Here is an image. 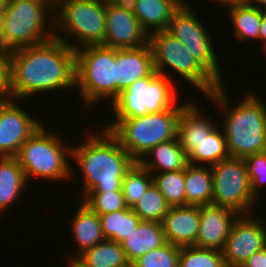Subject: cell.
Instances as JSON below:
<instances>
[{
    "label": "cell",
    "instance_id": "40",
    "mask_svg": "<svg viewBox=\"0 0 266 267\" xmlns=\"http://www.w3.org/2000/svg\"><path fill=\"white\" fill-rule=\"evenodd\" d=\"M207 1H210V2L216 1V3H219V4H221V6H223V10H224V8L228 9V8H231V7H234L237 5L245 4L246 0H207Z\"/></svg>",
    "mask_w": 266,
    "mask_h": 267
},
{
    "label": "cell",
    "instance_id": "24",
    "mask_svg": "<svg viewBox=\"0 0 266 267\" xmlns=\"http://www.w3.org/2000/svg\"><path fill=\"white\" fill-rule=\"evenodd\" d=\"M28 182L16 157H0V215L25 193ZM26 187V188H25ZM4 211V212H3Z\"/></svg>",
    "mask_w": 266,
    "mask_h": 267
},
{
    "label": "cell",
    "instance_id": "39",
    "mask_svg": "<svg viewBox=\"0 0 266 267\" xmlns=\"http://www.w3.org/2000/svg\"><path fill=\"white\" fill-rule=\"evenodd\" d=\"M261 42V47L264 55H266V10H262V20L259 28L258 43Z\"/></svg>",
    "mask_w": 266,
    "mask_h": 267
},
{
    "label": "cell",
    "instance_id": "41",
    "mask_svg": "<svg viewBox=\"0 0 266 267\" xmlns=\"http://www.w3.org/2000/svg\"><path fill=\"white\" fill-rule=\"evenodd\" d=\"M4 25H5V16L4 14H1L0 15V51H3V52H5V36H6Z\"/></svg>",
    "mask_w": 266,
    "mask_h": 267
},
{
    "label": "cell",
    "instance_id": "9",
    "mask_svg": "<svg viewBox=\"0 0 266 267\" xmlns=\"http://www.w3.org/2000/svg\"><path fill=\"white\" fill-rule=\"evenodd\" d=\"M148 43L153 54V67L158 74L171 79V68L173 74L177 73L179 79H185L203 96L210 95L221 85L167 30L150 33Z\"/></svg>",
    "mask_w": 266,
    "mask_h": 267
},
{
    "label": "cell",
    "instance_id": "26",
    "mask_svg": "<svg viewBox=\"0 0 266 267\" xmlns=\"http://www.w3.org/2000/svg\"><path fill=\"white\" fill-rule=\"evenodd\" d=\"M186 206L212 204L213 176L210 166L191 165L185 168Z\"/></svg>",
    "mask_w": 266,
    "mask_h": 267
},
{
    "label": "cell",
    "instance_id": "44",
    "mask_svg": "<svg viewBox=\"0 0 266 267\" xmlns=\"http://www.w3.org/2000/svg\"><path fill=\"white\" fill-rule=\"evenodd\" d=\"M105 3H129L131 0H103Z\"/></svg>",
    "mask_w": 266,
    "mask_h": 267
},
{
    "label": "cell",
    "instance_id": "18",
    "mask_svg": "<svg viewBox=\"0 0 266 267\" xmlns=\"http://www.w3.org/2000/svg\"><path fill=\"white\" fill-rule=\"evenodd\" d=\"M153 54L148 44L133 49H116V98L134 81L154 72Z\"/></svg>",
    "mask_w": 266,
    "mask_h": 267
},
{
    "label": "cell",
    "instance_id": "14",
    "mask_svg": "<svg viewBox=\"0 0 266 267\" xmlns=\"http://www.w3.org/2000/svg\"><path fill=\"white\" fill-rule=\"evenodd\" d=\"M106 33L103 46L133 49L148 44L149 35L141 27L129 3H105Z\"/></svg>",
    "mask_w": 266,
    "mask_h": 267
},
{
    "label": "cell",
    "instance_id": "1",
    "mask_svg": "<svg viewBox=\"0 0 266 267\" xmlns=\"http://www.w3.org/2000/svg\"><path fill=\"white\" fill-rule=\"evenodd\" d=\"M10 99L76 89V50L55 37L8 53Z\"/></svg>",
    "mask_w": 266,
    "mask_h": 267
},
{
    "label": "cell",
    "instance_id": "38",
    "mask_svg": "<svg viewBox=\"0 0 266 267\" xmlns=\"http://www.w3.org/2000/svg\"><path fill=\"white\" fill-rule=\"evenodd\" d=\"M241 267H266V247L254 253Z\"/></svg>",
    "mask_w": 266,
    "mask_h": 267
},
{
    "label": "cell",
    "instance_id": "43",
    "mask_svg": "<svg viewBox=\"0 0 266 267\" xmlns=\"http://www.w3.org/2000/svg\"><path fill=\"white\" fill-rule=\"evenodd\" d=\"M9 0H0V15L5 14Z\"/></svg>",
    "mask_w": 266,
    "mask_h": 267
},
{
    "label": "cell",
    "instance_id": "22",
    "mask_svg": "<svg viewBox=\"0 0 266 267\" xmlns=\"http://www.w3.org/2000/svg\"><path fill=\"white\" fill-rule=\"evenodd\" d=\"M138 162L151 174L182 170L189 164L188 156L180 146L178 137L159 143Z\"/></svg>",
    "mask_w": 266,
    "mask_h": 267
},
{
    "label": "cell",
    "instance_id": "13",
    "mask_svg": "<svg viewBox=\"0 0 266 267\" xmlns=\"http://www.w3.org/2000/svg\"><path fill=\"white\" fill-rule=\"evenodd\" d=\"M239 215L233 222L222 250L227 267H241L254 253L266 247L265 218Z\"/></svg>",
    "mask_w": 266,
    "mask_h": 267
},
{
    "label": "cell",
    "instance_id": "16",
    "mask_svg": "<svg viewBox=\"0 0 266 267\" xmlns=\"http://www.w3.org/2000/svg\"><path fill=\"white\" fill-rule=\"evenodd\" d=\"M199 213L200 226L195 246L222 251L239 214L230 208L213 204L199 206Z\"/></svg>",
    "mask_w": 266,
    "mask_h": 267
},
{
    "label": "cell",
    "instance_id": "36",
    "mask_svg": "<svg viewBox=\"0 0 266 267\" xmlns=\"http://www.w3.org/2000/svg\"><path fill=\"white\" fill-rule=\"evenodd\" d=\"M244 159L251 183V192L260 201L261 195L259 194L262 192V187L266 185V151L249 155Z\"/></svg>",
    "mask_w": 266,
    "mask_h": 267
},
{
    "label": "cell",
    "instance_id": "15",
    "mask_svg": "<svg viewBox=\"0 0 266 267\" xmlns=\"http://www.w3.org/2000/svg\"><path fill=\"white\" fill-rule=\"evenodd\" d=\"M15 103L13 99L0 102V157H16L21 146L44 124Z\"/></svg>",
    "mask_w": 266,
    "mask_h": 267
},
{
    "label": "cell",
    "instance_id": "19",
    "mask_svg": "<svg viewBox=\"0 0 266 267\" xmlns=\"http://www.w3.org/2000/svg\"><path fill=\"white\" fill-rule=\"evenodd\" d=\"M202 111L203 109L200 110L199 104L188 101L180 112L177 137L180 146L187 156L195 150L198 144L207 138L218 125L215 119L210 118V115L207 117L208 115H205V112Z\"/></svg>",
    "mask_w": 266,
    "mask_h": 267
},
{
    "label": "cell",
    "instance_id": "2",
    "mask_svg": "<svg viewBox=\"0 0 266 267\" xmlns=\"http://www.w3.org/2000/svg\"><path fill=\"white\" fill-rule=\"evenodd\" d=\"M89 130L83 142L71 147V160L75 161L71 166L76 163L83 176L81 197L89 192L122 191V180L136 160L103 126L96 132Z\"/></svg>",
    "mask_w": 266,
    "mask_h": 267
},
{
    "label": "cell",
    "instance_id": "33",
    "mask_svg": "<svg viewBox=\"0 0 266 267\" xmlns=\"http://www.w3.org/2000/svg\"><path fill=\"white\" fill-rule=\"evenodd\" d=\"M179 267L227 266L220 250L186 246L180 247Z\"/></svg>",
    "mask_w": 266,
    "mask_h": 267
},
{
    "label": "cell",
    "instance_id": "21",
    "mask_svg": "<svg viewBox=\"0 0 266 267\" xmlns=\"http://www.w3.org/2000/svg\"><path fill=\"white\" fill-rule=\"evenodd\" d=\"M77 206L76 212L73 211L74 214L70 223V225L72 224L70 232L72 233V239H74L73 243L78 246V252L76 255L72 254L68 264L78 256V253L81 254L83 251L105 240L100 216L92 212L82 202Z\"/></svg>",
    "mask_w": 266,
    "mask_h": 267
},
{
    "label": "cell",
    "instance_id": "31",
    "mask_svg": "<svg viewBox=\"0 0 266 267\" xmlns=\"http://www.w3.org/2000/svg\"><path fill=\"white\" fill-rule=\"evenodd\" d=\"M153 184L170 207L186 206L185 169L152 174Z\"/></svg>",
    "mask_w": 266,
    "mask_h": 267
},
{
    "label": "cell",
    "instance_id": "17",
    "mask_svg": "<svg viewBox=\"0 0 266 267\" xmlns=\"http://www.w3.org/2000/svg\"><path fill=\"white\" fill-rule=\"evenodd\" d=\"M161 225L166 242L178 247L195 246L200 226L199 206L170 207Z\"/></svg>",
    "mask_w": 266,
    "mask_h": 267
},
{
    "label": "cell",
    "instance_id": "23",
    "mask_svg": "<svg viewBox=\"0 0 266 267\" xmlns=\"http://www.w3.org/2000/svg\"><path fill=\"white\" fill-rule=\"evenodd\" d=\"M166 243L162 225L155 221H140L137 227L121 242L130 265L140 256Z\"/></svg>",
    "mask_w": 266,
    "mask_h": 267
},
{
    "label": "cell",
    "instance_id": "27",
    "mask_svg": "<svg viewBox=\"0 0 266 267\" xmlns=\"http://www.w3.org/2000/svg\"><path fill=\"white\" fill-rule=\"evenodd\" d=\"M221 130V131H220ZM223 130L219 125L188 155L191 165L212 166L230 158Z\"/></svg>",
    "mask_w": 266,
    "mask_h": 267
},
{
    "label": "cell",
    "instance_id": "32",
    "mask_svg": "<svg viewBox=\"0 0 266 267\" xmlns=\"http://www.w3.org/2000/svg\"><path fill=\"white\" fill-rule=\"evenodd\" d=\"M170 206L159 189L152 183L141 199L132 208L141 221H162Z\"/></svg>",
    "mask_w": 266,
    "mask_h": 267
},
{
    "label": "cell",
    "instance_id": "30",
    "mask_svg": "<svg viewBox=\"0 0 266 267\" xmlns=\"http://www.w3.org/2000/svg\"><path fill=\"white\" fill-rule=\"evenodd\" d=\"M152 183V174L136 161L122 180L121 190L126 206L133 208Z\"/></svg>",
    "mask_w": 266,
    "mask_h": 267
},
{
    "label": "cell",
    "instance_id": "10",
    "mask_svg": "<svg viewBox=\"0 0 266 267\" xmlns=\"http://www.w3.org/2000/svg\"><path fill=\"white\" fill-rule=\"evenodd\" d=\"M154 71L149 77L134 81L110 104L114 119L135 118L171 109L177 99L176 80ZM176 90V91H175Z\"/></svg>",
    "mask_w": 266,
    "mask_h": 267
},
{
    "label": "cell",
    "instance_id": "37",
    "mask_svg": "<svg viewBox=\"0 0 266 267\" xmlns=\"http://www.w3.org/2000/svg\"><path fill=\"white\" fill-rule=\"evenodd\" d=\"M10 99L8 53L0 51V102Z\"/></svg>",
    "mask_w": 266,
    "mask_h": 267
},
{
    "label": "cell",
    "instance_id": "20",
    "mask_svg": "<svg viewBox=\"0 0 266 267\" xmlns=\"http://www.w3.org/2000/svg\"><path fill=\"white\" fill-rule=\"evenodd\" d=\"M184 0H131L132 11L141 27L149 35L155 31L167 30L173 14Z\"/></svg>",
    "mask_w": 266,
    "mask_h": 267
},
{
    "label": "cell",
    "instance_id": "3",
    "mask_svg": "<svg viewBox=\"0 0 266 267\" xmlns=\"http://www.w3.org/2000/svg\"><path fill=\"white\" fill-rule=\"evenodd\" d=\"M220 85L206 96L224 116L221 125L229 154L233 158L266 151V104L255 92L246 93L235 105ZM230 99V100H229ZM231 104V105H230ZM233 104V105H232ZM220 109V110H219Z\"/></svg>",
    "mask_w": 266,
    "mask_h": 267
},
{
    "label": "cell",
    "instance_id": "6",
    "mask_svg": "<svg viewBox=\"0 0 266 267\" xmlns=\"http://www.w3.org/2000/svg\"><path fill=\"white\" fill-rule=\"evenodd\" d=\"M105 33L106 10L103 0H54L56 39L77 50L84 46L102 45Z\"/></svg>",
    "mask_w": 266,
    "mask_h": 267
},
{
    "label": "cell",
    "instance_id": "7",
    "mask_svg": "<svg viewBox=\"0 0 266 267\" xmlns=\"http://www.w3.org/2000/svg\"><path fill=\"white\" fill-rule=\"evenodd\" d=\"M4 16L6 53L54 38V0H9Z\"/></svg>",
    "mask_w": 266,
    "mask_h": 267
},
{
    "label": "cell",
    "instance_id": "28",
    "mask_svg": "<svg viewBox=\"0 0 266 267\" xmlns=\"http://www.w3.org/2000/svg\"><path fill=\"white\" fill-rule=\"evenodd\" d=\"M227 11L235 39L241 42L249 39L258 41L262 9L242 4L228 8Z\"/></svg>",
    "mask_w": 266,
    "mask_h": 267
},
{
    "label": "cell",
    "instance_id": "34",
    "mask_svg": "<svg viewBox=\"0 0 266 267\" xmlns=\"http://www.w3.org/2000/svg\"><path fill=\"white\" fill-rule=\"evenodd\" d=\"M81 202L98 215L128 208L122 191L89 192Z\"/></svg>",
    "mask_w": 266,
    "mask_h": 267
},
{
    "label": "cell",
    "instance_id": "4",
    "mask_svg": "<svg viewBox=\"0 0 266 267\" xmlns=\"http://www.w3.org/2000/svg\"><path fill=\"white\" fill-rule=\"evenodd\" d=\"M44 124L21 146L16 158L22 167L28 185L32 179L45 182H73L76 172L71 166V144L62 134L49 130ZM55 133V134H54Z\"/></svg>",
    "mask_w": 266,
    "mask_h": 267
},
{
    "label": "cell",
    "instance_id": "29",
    "mask_svg": "<svg viewBox=\"0 0 266 267\" xmlns=\"http://www.w3.org/2000/svg\"><path fill=\"white\" fill-rule=\"evenodd\" d=\"M105 240L121 243L140 223L132 208L99 215Z\"/></svg>",
    "mask_w": 266,
    "mask_h": 267
},
{
    "label": "cell",
    "instance_id": "8",
    "mask_svg": "<svg viewBox=\"0 0 266 267\" xmlns=\"http://www.w3.org/2000/svg\"><path fill=\"white\" fill-rule=\"evenodd\" d=\"M75 91L83 108L90 111L102 98L111 100L110 104L116 99V49L89 45L76 50Z\"/></svg>",
    "mask_w": 266,
    "mask_h": 267
},
{
    "label": "cell",
    "instance_id": "42",
    "mask_svg": "<svg viewBox=\"0 0 266 267\" xmlns=\"http://www.w3.org/2000/svg\"><path fill=\"white\" fill-rule=\"evenodd\" d=\"M245 4L258 9L266 10V0H246Z\"/></svg>",
    "mask_w": 266,
    "mask_h": 267
},
{
    "label": "cell",
    "instance_id": "25",
    "mask_svg": "<svg viewBox=\"0 0 266 267\" xmlns=\"http://www.w3.org/2000/svg\"><path fill=\"white\" fill-rule=\"evenodd\" d=\"M67 267H131L121 243L104 240L83 251Z\"/></svg>",
    "mask_w": 266,
    "mask_h": 267
},
{
    "label": "cell",
    "instance_id": "35",
    "mask_svg": "<svg viewBox=\"0 0 266 267\" xmlns=\"http://www.w3.org/2000/svg\"><path fill=\"white\" fill-rule=\"evenodd\" d=\"M180 247L169 242L136 259L131 267H179Z\"/></svg>",
    "mask_w": 266,
    "mask_h": 267
},
{
    "label": "cell",
    "instance_id": "12",
    "mask_svg": "<svg viewBox=\"0 0 266 267\" xmlns=\"http://www.w3.org/2000/svg\"><path fill=\"white\" fill-rule=\"evenodd\" d=\"M211 167L213 176L212 204L227 207L239 215L253 214L259 201L251 192L244 158L230 157Z\"/></svg>",
    "mask_w": 266,
    "mask_h": 267
},
{
    "label": "cell",
    "instance_id": "5",
    "mask_svg": "<svg viewBox=\"0 0 266 267\" xmlns=\"http://www.w3.org/2000/svg\"><path fill=\"white\" fill-rule=\"evenodd\" d=\"M188 102L176 103L171 109L135 118L112 119L102 126L108 130L136 161L161 142L177 138L178 121Z\"/></svg>",
    "mask_w": 266,
    "mask_h": 267
},
{
    "label": "cell",
    "instance_id": "11",
    "mask_svg": "<svg viewBox=\"0 0 266 267\" xmlns=\"http://www.w3.org/2000/svg\"><path fill=\"white\" fill-rule=\"evenodd\" d=\"M190 3L184 0L182 6L173 14L167 31L222 85L225 81L219 65L221 63L215 53L216 47L213 46L214 40Z\"/></svg>",
    "mask_w": 266,
    "mask_h": 267
}]
</instances>
